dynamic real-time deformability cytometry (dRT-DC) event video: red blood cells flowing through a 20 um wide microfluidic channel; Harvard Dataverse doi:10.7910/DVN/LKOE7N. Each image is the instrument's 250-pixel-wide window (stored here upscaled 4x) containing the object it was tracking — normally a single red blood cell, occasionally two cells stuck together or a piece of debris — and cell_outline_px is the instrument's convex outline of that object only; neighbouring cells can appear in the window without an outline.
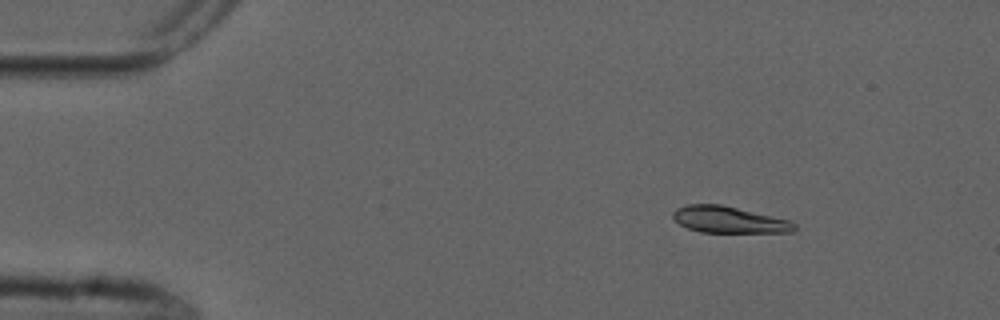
{"species": "common noctule bat (a hibernating species)", "species_latin": "Nyctalus noctula", "temperature_condition": "cold", "stored_images_in_passage": 8, "camera_frame_rate_fps": 3000, "um_per_image_px": 0.085, "animal": {"sex": "male", "forearm_length_mm": 52.5}, "frame": {"image": 1, "passage_image": 2, "time_ms": 1.333, "image_size_px": [1000, 320], "cell_outline_px": [[796, 228], [792, 232], [700, 232], [688, 228], [680, 224], [672, 216], [672, 212], [676, 208], [688, 204], [720, 204], [788, 220], [796, 224]], "centroid_in_image_um": [61.92, 18.67], "position_along_channel_um": 23.1, "area_um2": 18.5}}
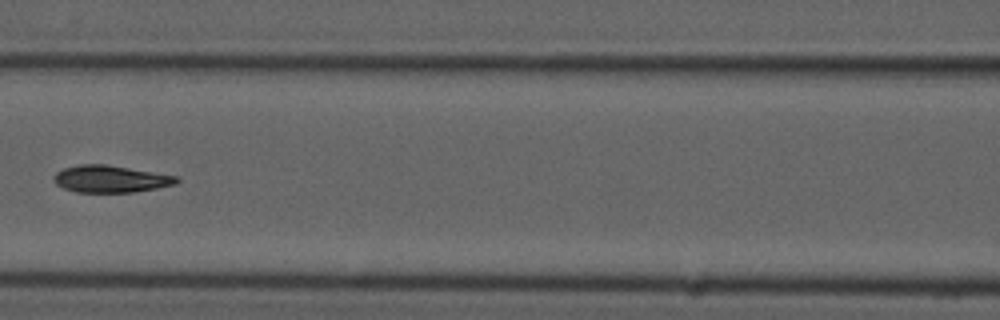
{"frame": {"image": 2, "passage_image": 7, "time_ms": 7.0, "image_size_px": [1000, 320], "cell_outline_px": [[180, 180], [176, 184], [156, 188], [132, 192], [76, 192], [64, 188], [56, 184], [52, 180], [56, 172], [64, 168], [80, 164], [104, 164], [180, 176]], "centroid_in_image_um": [9.41, 15.21], "position_along_channel_um": 157.2, "area_um2": 19.36}}
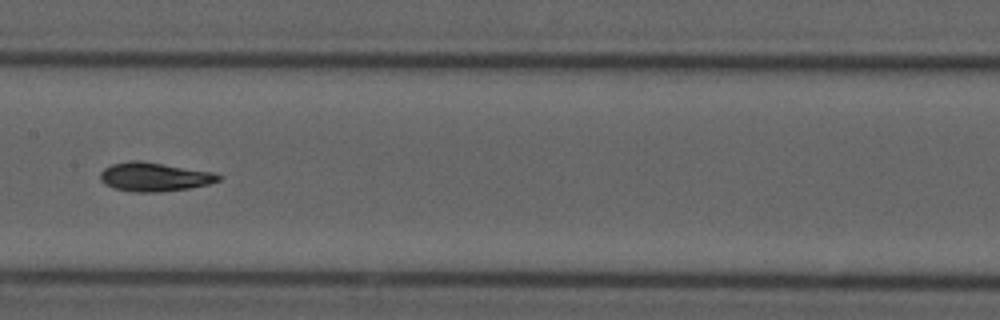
{"frame": {"image": 3, "passage_image": 8, "time_ms": 8.0, "image_size_px": [1000, 320], "cell_outline_px": [[224, 176], [220, 180], [208, 184], [188, 188], [160, 192], [132, 192], [112, 188], [104, 184], [100, 180], [100, 172], [104, 168], [112, 164], [128, 160], [140, 160], [212, 172]], "centroid_in_image_um": [13.08, 15.03], "position_along_channel_um": 194.3, "area_um2": 20.0}}